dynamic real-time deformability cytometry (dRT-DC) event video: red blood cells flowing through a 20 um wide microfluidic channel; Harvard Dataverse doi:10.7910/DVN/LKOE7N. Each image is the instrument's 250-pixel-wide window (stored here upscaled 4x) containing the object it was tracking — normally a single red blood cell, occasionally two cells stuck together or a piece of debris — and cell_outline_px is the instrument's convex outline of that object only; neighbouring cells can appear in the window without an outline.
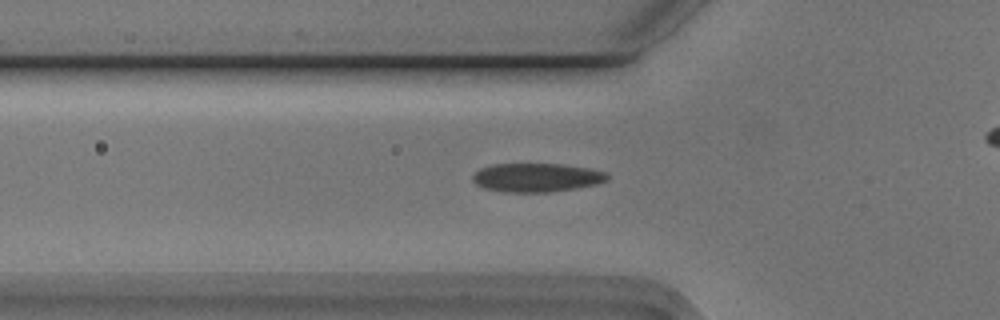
{"species": "Egyptian fruit bat (a non-hibernating species)", "species_latin": "Rousettus aegyptiacus", "temperature_condition": "cold", "stored_images_in_passage": 29, "camera_frame_rate_fps": 3000, "um_per_image_px": 0.085, "animal": {"sex": "male"}, "frame": {"image": 1, "passage_image": 10, "time_ms": 3.0, "image_size_px": [1000, 320], "cell_outline_px": [[608, 180], [596, 184], [576, 188], [552, 192], [504, 192], [484, 188], [476, 184], [472, 180], [472, 176], [480, 168], [492, 164], [560, 164], [588, 168], [604, 172], [608, 176]], "centroid_in_image_um": [45.58, 15.09], "position_along_channel_um": 80.2, "area_um2": 22.48}}
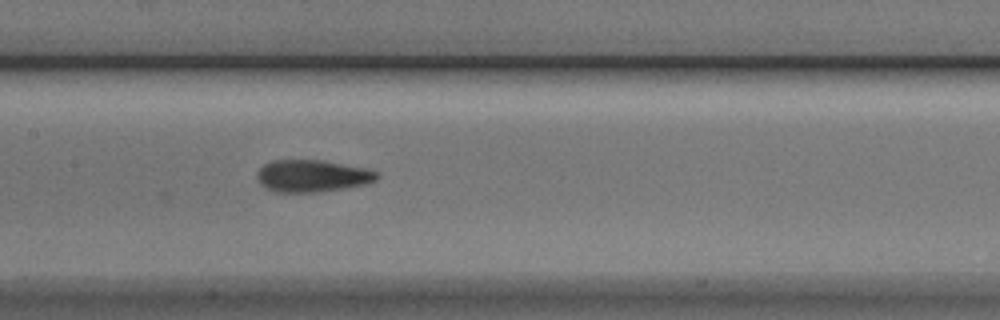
{"frame": {"image": 2, "passage_image": 18, "time_ms": 5.667, "image_size_px": [1000, 320], "cell_outline_px": [[380, 176], [376, 180], [364, 184], [344, 188], [316, 192], [276, 192], [264, 188], [260, 184], [256, 176], [256, 172], [264, 164], [272, 160], [320, 160], [364, 168], [376, 172]], "centroid_in_image_um": [26.47, 14.96], "position_along_channel_um": 180.9, "area_um2": 22.31}}
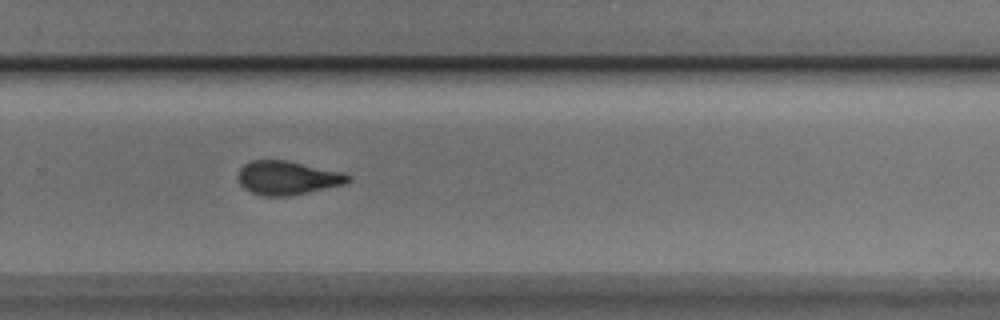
{"frame": {"image": 3, "passage_image": 28, "time_ms": 9.0, "image_size_px": [1000, 320], "cell_outline_px": [[352, 180], [344, 184], [308, 192], [288, 196], [264, 196], [252, 192], [244, 188], [240, 184], [236, 176], [240, 168], [244, 164], [252, 160], [284, 160], [344, 172], [352, 176]], "centroid_in_image_um": [24.43, 15.11], "position_along_channel_um": 305.4, "area_um2": 21.68}}